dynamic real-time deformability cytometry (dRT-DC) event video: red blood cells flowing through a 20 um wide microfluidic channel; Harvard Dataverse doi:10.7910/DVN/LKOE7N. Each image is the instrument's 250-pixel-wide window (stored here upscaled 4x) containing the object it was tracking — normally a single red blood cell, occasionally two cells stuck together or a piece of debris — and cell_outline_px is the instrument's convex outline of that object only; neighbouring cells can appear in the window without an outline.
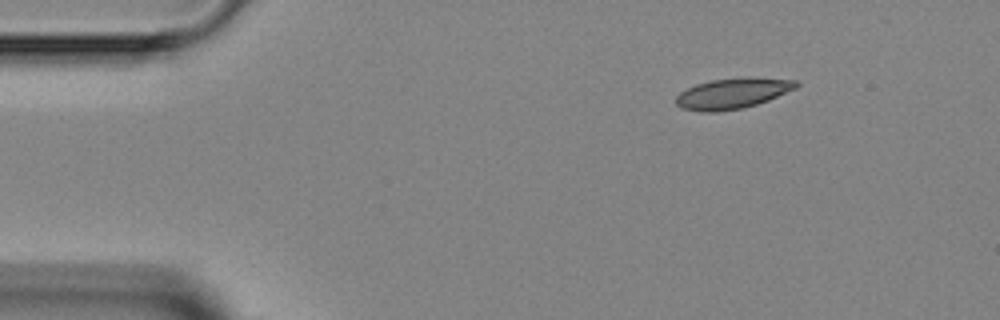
{"species": "Egyptian fruit bat (a non-hibernating species)", "species_latin": "Rousettus aegyptiacus", "temperature_condition": "room temperature", "stored_images_in_passage": 5, "camera_frame_rate_fps": 3000, "um_per_image_px": 0.085, "animal": {"sex": "female"}, "frame": {"image": 1, "passage_image": 1, "time_ms": 0.0, "image_size_px": [1000, 320], "cell_outline_px": [[800, 84], [796, 88], [768, 100], [756, 104], [740, 108], [716, 112], [700, 112], [680, 108], [676, 104], [676, 96], [680, 92], [696, 84], [712, 80], [748, 76], [752, 76], [796, 80]], "centroid_in_image_um": [62.27, 7.92], "position_along_channel_um": 22.7, "area_um2": 21.56}}